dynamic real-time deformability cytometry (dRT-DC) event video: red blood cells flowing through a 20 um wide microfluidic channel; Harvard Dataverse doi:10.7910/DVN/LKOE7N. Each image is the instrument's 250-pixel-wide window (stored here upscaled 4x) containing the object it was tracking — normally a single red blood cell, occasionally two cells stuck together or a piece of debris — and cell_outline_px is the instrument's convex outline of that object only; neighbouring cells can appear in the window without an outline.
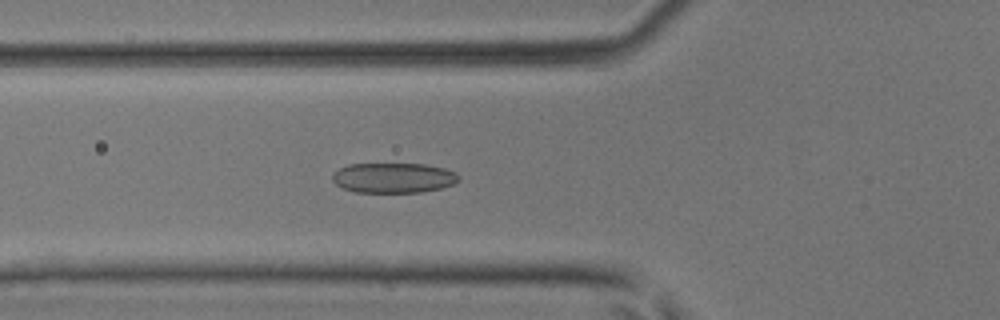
{"species": "common noctule bat (a hibernating species)", "species_latin": "Nyctalus noctula", "temperature_condition": "room temperature", "stored_images_in_passage": 42, "camera_frame_rate_fps": 3000, "um_per_image_px": 0.085, "animal": {"sex": "male", "body_mass_g": 17.9, "forearm_length_mm": 54.2}, "frame": {"image": 1, "passage_image": 13, "time_ms": 4.0, "image_size_px": [1000, 320], "cell_outline_px": [[460, 180], [452, 184], [440, 188], [420, 192], [356, 192], [344, 188], [336, 184], [332, 180], [332, 172], [348, 164], [424, 164], [444, 168], [456, 172], [460, 176]], "centroid_in_image_um": [33.44, 15.11], "position_along_channel_um": 92.4, "area_um2": 22.14}}
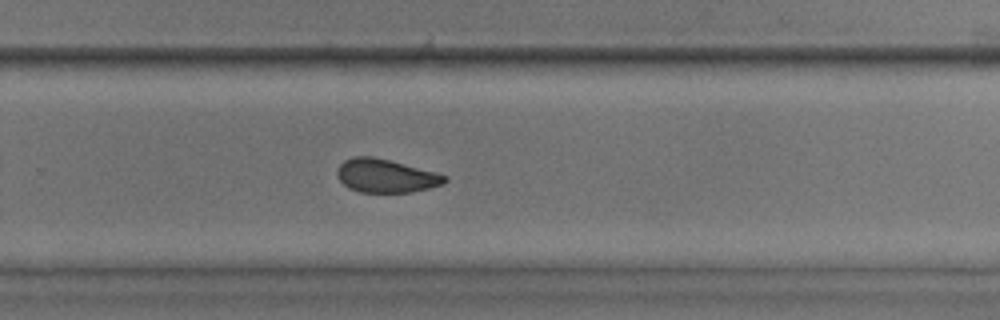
{"frame": {"image": 2, "passage_image": 27, "time_ms": 8.667, "image_size_px": [1000, 320], "cell_outline_px": [[448, 180], [444, 184], [412, 192], [360, 192], [348, 188], [336, 176], [336, 172], [340, 164], [344, 160], [352, 156], [372, 156], [436, 172], [448, 176]], "centroid_in_image_um": [32.79, 14.94], "position_along_channel_um": 297.0, "area_um2": 20.98}}
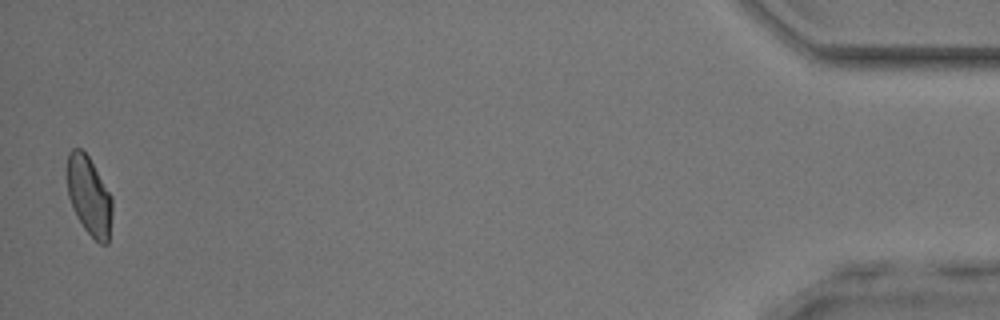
{"frame": {"image": 3, "passage_image": 42, "time_ms": 13.667, "image_size_px": [1000, 320], "cell_outline_px": [[112, 212], [108, 244], [100, 244], [84, 228], [76, 216], [68, 196], [68, 152], [72, 148], [80, 148], [88, 156], [112, 196]], "centroid_in_image_um": [7.59, 16.66], "position_along_channel_um": 427.6, "area_um2": 20.52}}